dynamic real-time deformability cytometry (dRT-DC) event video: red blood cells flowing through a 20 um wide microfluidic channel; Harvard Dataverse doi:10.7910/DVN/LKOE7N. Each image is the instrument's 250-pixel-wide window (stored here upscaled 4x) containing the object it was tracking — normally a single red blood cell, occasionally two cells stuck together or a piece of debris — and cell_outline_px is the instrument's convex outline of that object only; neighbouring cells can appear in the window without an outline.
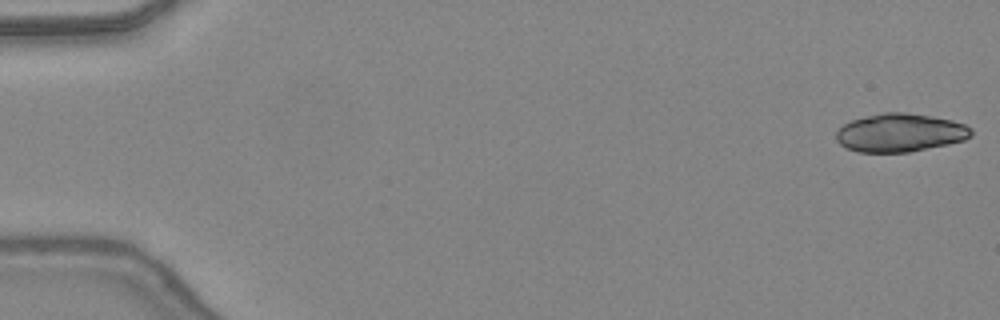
{"species": "common noctule bat (a hibernating species)", "species_latin": "Nyctalus noctula", "temperature_condition": "warm", "stored_images_in_passage": 47, "camera_frame_rate_fps": 3000, "um_per_image_px": 0.085, "animal": {"sex": "female", "body_mass_g": 24.6, "forearm_length_mm": 56.2}, "frame": {"image": 1, "passage_image": 1, "time_ms": 0.0, "image_size_px": [1000, 320], "cell_outline_px": [[972, 136], [964, 140], [948, 144], [908, 152], [856, 152], [840, 144], [836, 140], [836, 132], [844, 124], [852, 120], [884, 112], [904, 112], [932, 116], [952, 120], [964, 124], [972, 128]], "centroid_in_image_um": [76.52, 11.28], "position_along_channel_um": 8.5, "area_um2": 30.06}}
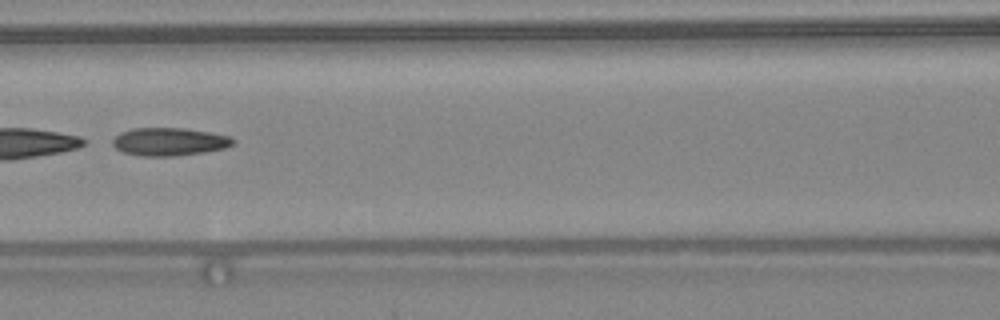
{"frame": {"image": 2, "passage_image": 22, "time_ms": 7.0, "image_size_px": [1000, 320], "cell_outline_px": [[236, 140], [232, 144], [224, 148], [204, 152], [176, 156], [136, 156], [124, 152], [116, 148], [112, 144], [112, 140], [120, 132], [132, 128], [184, 128], [232, 136]], "centroid_in_image_um": [14.38, 12.04], "position_along_channel_um": 152.2, "area_um2": 19.71}}